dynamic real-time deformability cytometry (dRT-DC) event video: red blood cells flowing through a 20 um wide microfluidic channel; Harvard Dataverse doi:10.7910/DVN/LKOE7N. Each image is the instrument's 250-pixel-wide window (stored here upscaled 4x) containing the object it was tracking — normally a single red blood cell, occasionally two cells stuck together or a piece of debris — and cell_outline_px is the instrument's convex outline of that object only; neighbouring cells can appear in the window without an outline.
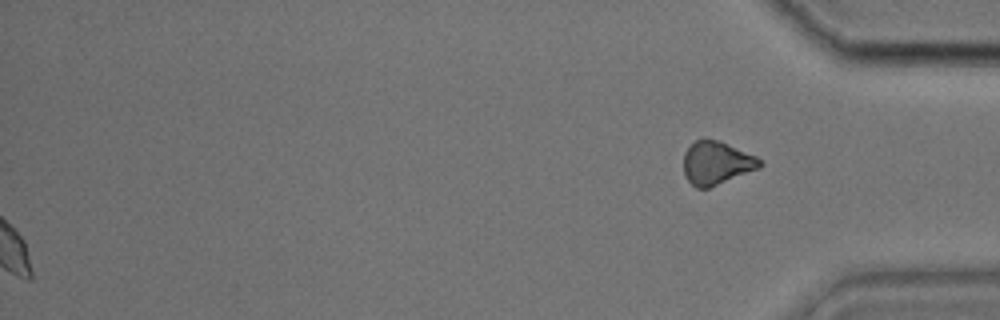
{"species": "common noctule bat (a hibernating species)", "species_latin": "Nyctalus noctula", "temperature_condition": "cold", "stored_images_in_passage": 36, "segment_of_instrument_passage": [2, 2], "camera_frame_rate_fps": 3000, "um_per_image_px": 0.085, "animal": {"sex": "male", "body_mass_g": 17.9, "forearm_length_mm": 54.2}, "frame": {"image": 1, "passage_image": 36, "time_ms": 11.667, "image_size_px": [1000, 320], "cell_outline_px": [[764, 164], [760, 168], [708, 188], [696, 188], [688, 180], [684, 172], [684, 152], [696, 140], [720, 140], [756, 156]], "centroid_in_image_um": [60.92, 13.85], "position_along_channel_um": 374.3, "area_um2": 19.02}}